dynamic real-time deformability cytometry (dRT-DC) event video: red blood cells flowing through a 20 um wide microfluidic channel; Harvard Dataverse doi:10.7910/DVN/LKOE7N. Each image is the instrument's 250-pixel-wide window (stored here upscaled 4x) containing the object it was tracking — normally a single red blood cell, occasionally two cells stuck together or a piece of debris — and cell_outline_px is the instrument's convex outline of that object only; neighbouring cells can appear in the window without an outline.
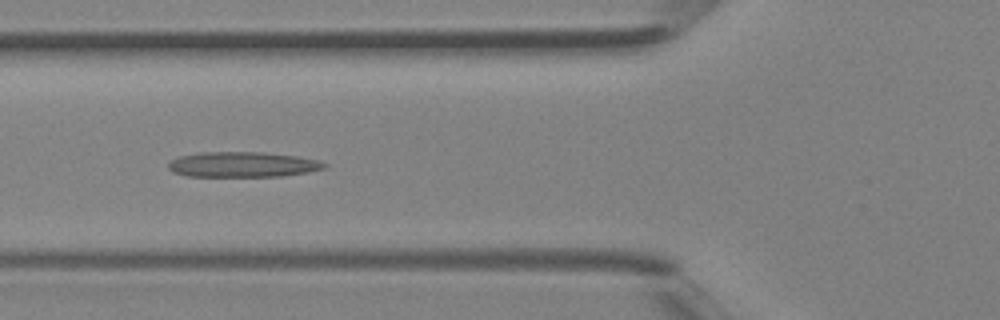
{"species": "Egyptian fruit bat (a non-hibernating species)", "species_latin": "Rousettus aegyptiacus", "temperature_condition": "room temperature", "stored_images_in_passage": 31, "camera_frame_rate_fps": 3000, "um_per_image_px": 0.085, "animal": {"sex": "female"}, "frame": {"image": 1, "passage_image": 4, "time_ms": 1.0, "image_size_px": [1000, 320], "cell_outline_px": [[328, 164], [324, 168], [308, 172], [280, 176], [188, 176], [172, 172], [168, 168], [168, 164], [172, 160], [180, 156], [200, 152], [264, 152], [296, 156], [316, 160]], "centroid_in_image_um": [20.6, 13.98], "position_along_channel_um": 105.2, "area_um2": 22.83}}
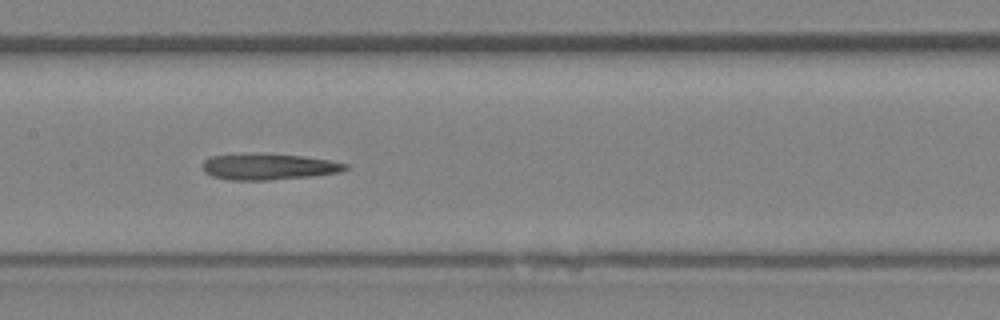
{"frame": {"image": 2, "passage_image": 9, "time_ms": 2.667, "image_size_px": [1000, 320], "cell_outline_px": [[348, 168], [340, 172], [312, 176], [268, 180], [228, 180], [212, 176], [204, 172], [204, 160], [208, 156], [248, 152], [304, 156], [328, 160], [348, 164]], "centroid_in_image_um": [22.78, 14.15], "position_along_channel_um": 184.6, "area_um2": 22.08}}
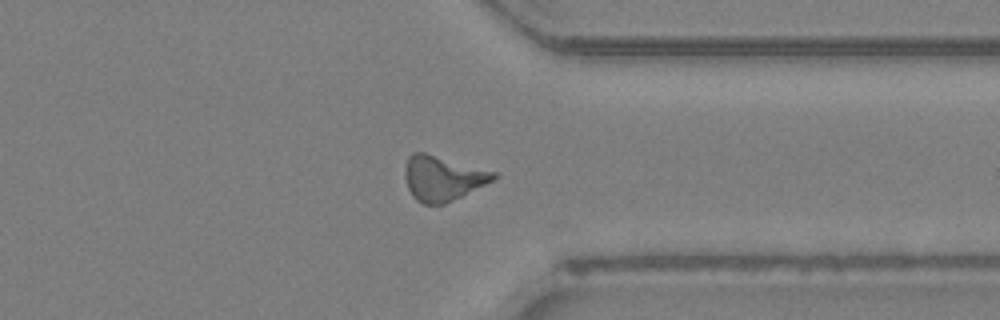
{"frame": {"image": 3, "passage_image": 21, "time_ms": 6.667, "image_size_px": [1000, 320], "cell_outline_px": [[500, 176], [444, 204], [424, 204], [416, 200], [412, 196], [408, 188], [404, 176], [404, 168], [408, 156], [412, 152], [424, 152], [496, 172]], "centroid_in_image_um": [37.57, 15.13], "position_along_channel_um": 373.8, "area_um2": 22.95}}